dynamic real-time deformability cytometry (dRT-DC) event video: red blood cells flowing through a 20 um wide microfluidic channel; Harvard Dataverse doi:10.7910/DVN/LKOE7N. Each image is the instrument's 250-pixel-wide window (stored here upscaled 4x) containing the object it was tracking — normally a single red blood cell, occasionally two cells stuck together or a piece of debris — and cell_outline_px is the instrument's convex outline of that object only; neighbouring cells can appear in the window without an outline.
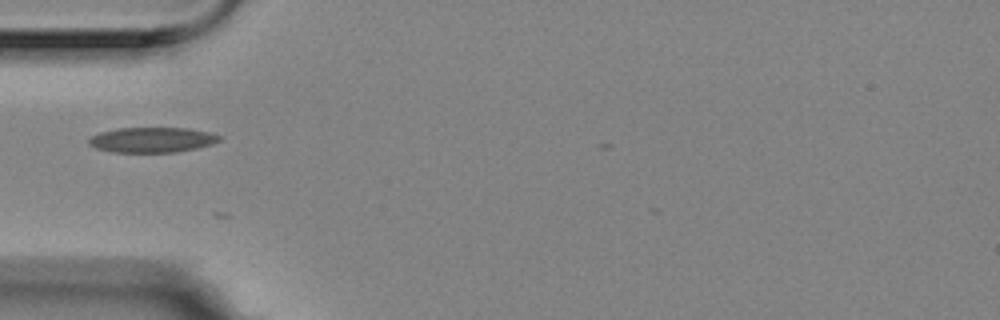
{"species": "Egyptian fruit bat (a non-hibernating species)", "species_latin": "Rousettus aegyptiacus", "temperature_condition": "room temperature", "stored_images_in_passage": 11, "camera_frame_rate_fps": 3000, "um_per_image_px": 0.085, "animal": {"sex": "female"}, "frame": {"image": 1, "passage_image": 1, "time_ms": 0.0, "image_size_px": [1000, 320], "cell_outline_px": [[220, 140], [212, 144], [196, 148], [176, 152], [108, 152], [96, 148], [88, 144], [88, 140], [92, 136], [100, 132], [116, 128], [188, 128], [212, 132], [220, 136]], "centroid_in_image_um": [12.92, 11.88], "position_along_channel_um": 72.1, "area_um2": 19.25}}
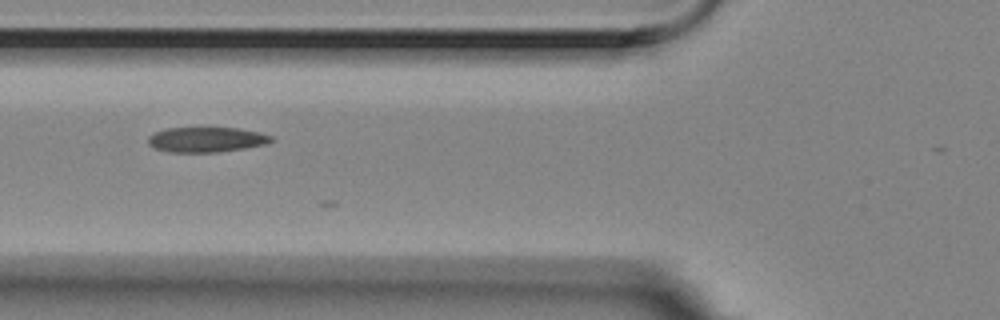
{"frame": {"image": 2, "passage_image": 4, "time_ms": 1.0, "image_size_px": [1000, 320], "cell_outline_px": [[276, 140], [268, 144], [220, 152], [168, 152], [156, 148], [148, 144], [148, 136], [164, 128], [240, 128], [260, 132], [272, 136]], "centroid_in_image_um": [17.59, 11.86], "position_along_channel_um": 108.2, "area_um2": 18.15}}